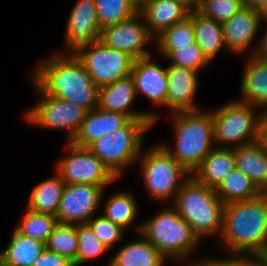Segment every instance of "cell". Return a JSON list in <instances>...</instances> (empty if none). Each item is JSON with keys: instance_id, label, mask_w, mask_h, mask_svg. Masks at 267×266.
Listing matches in <instances>:
<instances>
[{"instance_id": "cell-11", "label": "cell", "mask_w": 267, "mask_h": 266, "mask_svg": "<svg viewBox=\"0 0 267 266\" xmlns=\"http://www.w3.org/2000/svg\"><path fill=\"white\" fill-rule=\"evenodd\" d=\"M67 155L55 164L56 173L65 184L85 183L108 186L118 177L87 147L66 142Z\"/></svg>"}, {"instance_id": "cell-6", "label": "cell", "mask_w": 267, "mask_h": 266, "mask_svg": "<svg viewBox=\"0 0 267 266\" xmlns=\"http://www.w3.org/2000/svg\"><path fill=\"white\" fill-rule=\"evenodd\" d=\"M152 126V119H130L123 127L97 139L87 148L120 180L123 171L137 163L144 148L143 136Z\"/></svg>"}, {"instance_id": "cell-37", "label": "cell", "mask_w": 267, "mask_h": 266, "mask_svg": "<svg viewBox=\"0 0 267 266\" xmlns=\"http://www.w3.org/2000/svg\"><path fill=\"white\" fill-rule=\"evenodd\" d=\"M100 242L109 250L121 242L125 235V229L112 223L104 215H95L86 223Z\"/></svg>"}, {"instance_id": "cell-14", "label": "cell", "mask_w": 267, "mask_h": 266, "mask_svg": "<svg viewBox=\"0 0 267 266\" xmlns=\"http://www.w3.org/2000/svg\"><path fill=\"white\" fill-rule=\"evenodd\" d=\"M261 12L244 6L232 18L222 23L224 44L231 54L254 55L258 42L253 43L262 25Z\"/></svg>"}, {"instance_id": "cell-21", "label": "cell", "mask_w": 267, "mask_h": 266, "mask_svg": "<svg viewBox=\"0 0 267 266\" xmlns=\"http://www.w3.org/2000/svg\"><path fill=\"white\" fill-rule=\"evenodd\" d=\"M155 39L164 30L184 20L189 11L175 0H150L138 11Z\"/></svg>"}, {"instance_id": "cell-9", "label": "cell", "mask_w": 267, "mask_h": 266, "mask_svg": "<svg viewBox=\"0 0 267 266\" xmlns=\"http://www.w3.org/2000/svg\"><path fill=\"white\" fill-rule=\"evenodd\" d=\"M39 103L24 113L28 124L40 128L66 131V142H71L82 125L87 111L76 104L45 94L34 82Z\"/></svg>"}, {"instance_id": "cell-7", "label": "cell", "mask_w": 267, "mask_h": 266, "mask_svg": "<svg viewBox=\"0 0 267 266\" xmlns=\"http://www.w3.org/2000/svg\"><path fill=\"white\" fill-rule=\"evenodd\" d=\"M146 191L159 202H173L181 186L191 174L159 143L143 150L137 160Z\"/></svg>"}, {"instance_id": "cell-32", "label": "cell", "mask_w": 267, "mask_h": 266, "mask_svg": "<svg viewBox=\"0 0 267 266\" xmlns=\"http://www.w3.org/2000/svg\"><path fill=\"white\" fill-rule=\"evenodd\" d=\"M20 223L15 229L22 235L46 243L55 225L56 216L34 212L28 208L24 210Z\"/></svg>"}, {"instance_id": "cell-44", "label": "cell", "mask_w": 267, "mask_h": 266, "mask_svg": "<svg viewBox=\"0 0 267 266\" xmlns=\"http://www.w3.org/2000/svg\"><path fill=\"white\" fill-rule=\"evenodd\" d=\"M188 263L189 266H213L206 258L202 257Z\"/></svg>"}, {"instance_id": "cell-40", "label": "cell", "mask_w": 267, "mask_h": 266, "mask_svg": "<svg viewBox=\"0 0 267 266\" xmlns=\"http://www.w3.org/2000/svg\"><path fill=\"white\" fill-rule=\"evenodd\" d=\"M255 143L267 153V111H262L259 117Z\"/></svg>"}, {"instance_id": "cell-43", "label": "cell", "mask_w": 267, "mask_h": 266, "mask_svg": "<svg viewBox=\"0 0 267 266\" xmlns=\"http://www.w3.org/2000/svg\"><path fill=\"white\" fill-rule=\"evenodd\" d=\"M245 5L261 12L267 6V0H245Z\"/></svg>"}, {"instance_id": "cell-22", "label": "cell", "mask_w": 267, "mask_h": 266, "mask_svg": "<svg viewBox=\"0 0 267 266\" xmlns=\"http://www.w3.org/2000/svg\"><path fill=\"white\" fill-rule=\"evenodd\" d=\"M137 240H132L120 246L111 256L107 266H164L166 259L141 234Z\"/></svg>"}, {"instance_id": "cell-35", "label": "cell", "mask_w": 267, "mask_h": 266, "mask_svg": "<svg viewBox=\"0 0 267 266\" xmlns=\"http://www.w3.org/2000/svg\"><path fill=\"white\" fill-rule=\"evenodd\" d=\"M165 58L172 65L188 68L195 72L207 68L210 64L196 42L188 47H179L177 50H172Z\"/></svg>"}, {"instance_id": "cell-38", "label": "cell", "mask_w": 267, "mask_h": 266, "mask_svg": "<svg viewBox=\"0 0 267 266\" xmlns=\"http://www.w3.org/2000/svg\"><path fill=\"white\" fill-rule=\"evenodd\" d=\"M213 266H264L259 256L205 257Z\"/></svg>"}, {"instance_id": "cell-20", "label": "cell", "mask_w": 267, "mask_h": 266, "mask_svg": "<svg viewBox=\"0 0 267 266\" xmlns=\"http://www.w3.org/2000/svg\"><path fill=\"white\" fill-rule=\"evenodd\" d=\"M129 120L122 113L95 108L86 113L79 132L71 142L77 146L88 147L97 139L123 127Z\"/></svg>"}, {"instance_id": "cell-28", "label": "cell", "mask_w": 267, "mask_h": 266, "mask_svg": "<svg viewBox=\"0 0 267 266\" xmlns=\"http://www.w3.org/2000/svg\"><path fill=\"white\" fill-rule=\"evenodd\" d=\"M135 195L129 191L112 193L104 202L103 214L112 223L120 225L127 230L133 225L138 215L139 207ZM133 223V224H132Z\"/></svg>"}, {"instance_id": "cell-8", "label": "cell", "mask_w": 267, "mask_h": 266, "mask_svg": "<svg viewBox=\"0 0 267 266\" xmlns=\"http://www.w3.org/2000/svg\"><path fill=\"white\" fill-rule=\"evenodd\" d=\"M260 110L237 99L210 110L214 124L215 147L236 148L254 143L262 113Z\"/></svg>"}, {"instance_id": "cell-36", "label": "cell", "mask_w": 267, "mask_h": 266, "mask_svg": "<svg viewBox=\"0 0 267 266\" xmlns=\"http://www.w3.org/2000/svg\"><path fill=\"white\" fill-rule=\"evenodd\" d=\"M245 6V0H201L198 12L223 23Z\"/></svg>"}, {"instance_id": "cell-27", "label": "cell", "mask_w": 267, "mask_h": 266, "mask_svg": "<svg viewBox=\"0 0 267 266\" xmlns=\"http://www.w3.org/2000/svg\"><path fill=\"white\" fill-rule=\"evenodd\" d=\"M193 26L197 45L211 63L218 53L227 50L224 44L222 23L193 12Z\"/></svg>"}, {"instance_id": "cell-15", "label": "cell", "mask_w": 267, "mask_h": 266, "mask_svg": "<svg viewBox=\"0 0 267 266\" xmlns=\"http://www.w3.org/2000/svg\"><path fill=\"white\" fill-rule=\"evenodd\" d=\"M100 37L95 1L77 0L67 20L64 52H73L83 44L100 40Z\"/></svg>"}, {"instance_id": "cell-17", "label": "cell", "mask_w": 267, "mask_h": 266, "mask_svg": "<svg viewBox=\"0 0 267 266\" xmlns=\"http://www.w3.org/2000/svg\"><path fill=\"white\" fill-rule=\"evenodd\" d=\"M152 55L134 60L131 69V76L134 80L136 95L147 97L152 104L163 106L167 105V67H162L154 60Z\"/></svg>"}, {"instance_id": "cell-2", "label": "cell", "mask_w": 267, "mask_h": 266, "mask_svg": "<svg viewBox=\"0 0 267 266\" xmlns=\"http://www.w3.org/2000/svg\"><path fill=\"white\" fill-rule=\"evenodd\" d=\"M219 241L229 256H259L267 247V193L226 204Z\"/></svg>"}, {"instance_id": "cell-3", "label": "cell", "mask_w": 267, "mask_h": 266, "mask_svg": "<svg viewBox=\"0 0 267 266\" xmlns=\"http://www.w3.org/2000/svg\"><path fill=\"white\" fill-rule=\"evenodd\" d=\"M175 148L162 142L166 151L191 175L215 147L214 124L210 110L171 113ZM167 144V145H166Z\"/></svg>"}, {"instance_id": "cell-25", "label": "cell", "mask_w": 267, "mask_h": 266, "mask_svg": "<svg viewBox=\"0 0 267 266\" xmlns=\"http://www.w3.org/2000/svg\"><path fill=\"white\" fill-rule=\"evenodd\" d=\"M6 248L0 252V266H32L46 249L45 243L22 235L16 229Z\"/></svg>"}, {"instance_id": "cell-31", "label": "cell", "mask_w": 267, "mask_h": 266, "mask_svg": "<svg viewBox=\"0 0 267 266\" xmlns=\"http://www.w3.org/2000/svg\"><path fill=\"white\" fill-rule=\"evenodd\" d=\"M46 249L68 258L77 266L76 224L57 223L45 243Z\"/></svg>"}, {"instance_id": "cell-16", "label": "cell", "mask_w": 267, "mask_h": 266, "mask_svg": "<svg viewBox=\"0 0 267 266\" xmlns=\"http://www.w3.org/2000/svg\"><path fill=\"white\" fill-rule=\"evenodd\" d=\"M134 80L131 75L99 87L98 108L126 115L129 119H152L158 122L160 115L156 111L132 110L131 105L136 99ZM159 116V117H158Z\"/></svg>"}, {"instance_id": "cell-29", "label": "cell", "mask_w": 267, "mask_h": 266, "mask_svg": "<svg viewBox=\"0 0 267 266\" xmlns=\"http://www.w3.org/2000/svg\"><path fill=\"white\" fill-rule=\"evenodd\" d=\"M224 205L258 197L262 192L252 180L237 168L215 189Z\"/></svg>"}, {"instance_id": "cell-46", "label": "cell", "mask_w": 267, "mask_h": 266, "mask_svg": "<svg viewBox=\"0 0 267 266\" xmlns=\"http://www.w3.org/2000/svg\"><path fill=\"white\" fill-rule=\"evenodd\" d=\"M264 266H267V247L259 255Z\"/></svg>"}, {"instance_id": "cell-23", "label": "cell", "mask_w": 267, "mask_h": 266, "mask_svg": "<svg viewBox=\"0 0 267 266\" xmlns=\"http://www.w3.org/2000/svg\"><path fill=\"white\" fill-rule=\"evenodd\" d=\"M235 168L234 148L214 147L192 176L199 183L216 189Z\"/></svg>"}, {"instance_id": "cell-12", "label": "cell", "mask_w": 267, "mask_h": 266, "mask_svg": "<svg viewBox=\"0 0 267 266\" xmlns=\"http://www.w3.org/2000/svg\"><path fill=\"white\" fill-rule=\"evenodd\" d=\"M107 186L65 184L56 218L59 223L86 224L97 213Z\"/></svg>"}, {"instance_id": "cell-30", "label": "cell", "mask_w": 267, "mask_h": 266, "mask_svg": "<svg viewBox=\"0 0 267 266\" xmlns=\"http://www.w3.org/2000/svg\"><path fill=\"white\" fill-rule=\"evenodd\" d=\"M195 42L193 12H190L184 20L164 30L154 40L155 47L158 48L162 58H165L172 50L188 47Z\"/></svg>"}, {"instance_id": "cell-1", "label": "cell", "mask_w": 267, "mask_h": 266, "mask_svg": "<svg viewBox=\"0 0 267 266\" xmlns=\"http://www.w3.org/2000/svg\"><path fill=\"white\" fill-rule=\"evenodd\" d=\"M30 78L47 95L76 104L87 112L98 108L99 87L72 52L43 59L33 67Z\"/></svg>"}, {"instance_id": "cell-45", "label": "cell", "mask_w": 267, "mask_h": 266, "mask_svg": "<svg viewBox=\"0 0 267 266\" xmlns=\"http://www.w3.org/2000/svg\"><path fill=\"white\" fill-rule=\"evenodd\" d=\"M134 7L139 11L145 4H147L150 0H129Z\"/></svg>"}, {"instance_id": "cell-26", "label": "cell", "mask_w": 267, "mask_h": 266, "mask_svg": "<svg viewBox=\"0 0 267 266\" xmlns=\"http://www.w3.org/2000/svg\"><path fill=\"white\" fill-rule=\"evenodd\" d=\"M65 183L55 172L53 177L37 183L29 194L26 208L56 216Z\"/></svg>"}, {"instance_id": "cell-10", "label": "cell", "mask_w": 267, "mask_h": 266, "mask_svg": "<svg viewBox=\"0 0 267 266\" xmlns=\"http://www.w3.org/2000/svg\"><path fill=\"white\" fill-rule=\"evenodd\" d=\"M72 53L98 87L131 75L134 59L121 50L106 46L101 40L83 44Z\"/></svg>"}, {"instance_id": "cell-4", "label": "cell", "mask_w": 267, "mask_h": 266, "mask_svg": "<svg viewBox=\"0 0 267 266\" xmlns=\"http://www.w3.org/2000/svg\"><path fill=\"white\" fill-rule=\"evenodd\" d=\"M171 203L200 241L214 235L220 238L225 205L214 188L199 183L191 175Z\"/></svg>"}, {"instance_id": "cell-41", "label": "cell", "mask_w": 267, "mask_h": 266, "mask_svg": "<svg viewBox=\"0 0 267 266\" xmlns=\"http://www.w3.org/2000/svg\"><path fill=\"white\" fill-rule=\"evenodd\" d=\"M263 32V36L257 41L258 46L254 55L261 60L267 61V27Z\"/></svg>"}, {"instance_id": "cell-34", "label": "cell", "mask_w": 267, "mask_h": 266, "mask_svg": "<svg viewBox=\"0 0 267 266\" xmlns=\"http://www.w3.org/2000/svg\"><path fill=\"white\" fill-rule=\"evenodd\" d=\"M78 239L77 266H82L100 257L107 249L87 224H76Z\"/></svg>"}, {"instance_id": "cell-18", "label": "cell", "mask_w": 267, "mask_h": 266, "mask_svg": "<svg viewBox=\"0 0 267 266\" xmlns=\"http://www.w3.org/2000/svg\"><path fill=\"white\" fill-rule=\"evenodd\" d=\"M166 67L168 91L165 107L169 109V114L201 110L193 100L199 86L198 72L172 64Z\"/></svg>"}, {"instance_id": "cell-47", "label": "cell", "mask_w": 267, "mask_h": 266, "mask_svg": "<svg viewBox=\"0 0 267 266\" xmlns=\"http://www.w3.org/2000/svg\"><path fill=\"white\" fill-rule=\"evenodd\" d=\"M261 18H262V23H264V25H267V6L261 11Z\"/></svg>"}, {"instance_id": "cell-39", "label": "cell", "mask_w": 267, "mask_h": 266, "mask_svg": "<svg viewBox=\"0 0 267 266\" xmlns=\"http://www.w3.org/2000/svg\"><path fill=\"white\" fill-rule=\"evenodd\" d=\"M32 266H74L68 258L45 249Z\"/></svg>"}, {"instance_id": "cell-33", "label": "cell", "mask_w": 267, "mask_h": 266, "mask_svg": "<svg viewBox=\"0 0 267 266\" xmlns=\"http://www.w3.org/2000/svg\"><path fill=\"white\" fill-rule=\"evenodd\" d=\"M100 29L128 20L138 10L129 0H94Z\"/></svg>"}, {"instance_id": "cell-19", "label": "cell", "mask_w": 267, "mask_h": 266, "mask_svg": "<svg viewBox=\"0 0 267 266\" xmlns=\"http://www.w3.org/2000/svg\"><path fill=\"white\" fill-rule=\"evenodd\" d=\"M245 60L238 101L267 111V61L249 55Z\"/></svg>"}, {"instance_id": "cell-42", "label": "cell", "mask_w": 267, "mask_h": 266, "mask_svg": "<svg viewBox=\"0 0 267 266\" xmlns=\"http://www.w3.org/2000/svg\"><path fill=\"white\" fill-rule=\"evenodd\" d=\"M185 7L189 12L198 11L201 0H175Z\"/></svg>"}, {"instance_id": "cell-24", "label": "cell", "mask_w": 267, "mask_h": 266, "mask_svg": "<svg viewBox=\"0 0 267 266\" xmlns=\"http://www.w3.org/2000/svg\"><path fill=\"white\" fill-rule=\"evenodd\" d=\"M236 168L247 175L262 193H267V153L254 142L234 148Z\"/></svg>"}, {"instance_id": "cell-13", "label": "cell", "mask_w": 267, "mask_h": 266, "mask_svg": "<svg viewBox=\"0 0 267 266\" xmlns=\"http://www.w3.org/2000/svg\"><path fill=\"white\" fill-rule=\"evenodd\" d=\"M100 40L108 47L121 50L134 60L151 55L145 46L154 42L143 16L137 12L128 20L101 30Z\"/></svg>"}, {"instance_id": "cell-5", "label": "cell", "mask_w": 267, "mask_h": 266, "mask_svg": "<svg viewBox=\"0 0 267 266\" xmlns=\"http://www.w3.org/2000/svg\"><path fill=\"white\" fill-rule=\"evenodd\" d=\"M144 221L136 226V232L141 233L166 259L182 262L199 247L200 240L191 226L171 204Z\"/></svg>"}]
</instances>
